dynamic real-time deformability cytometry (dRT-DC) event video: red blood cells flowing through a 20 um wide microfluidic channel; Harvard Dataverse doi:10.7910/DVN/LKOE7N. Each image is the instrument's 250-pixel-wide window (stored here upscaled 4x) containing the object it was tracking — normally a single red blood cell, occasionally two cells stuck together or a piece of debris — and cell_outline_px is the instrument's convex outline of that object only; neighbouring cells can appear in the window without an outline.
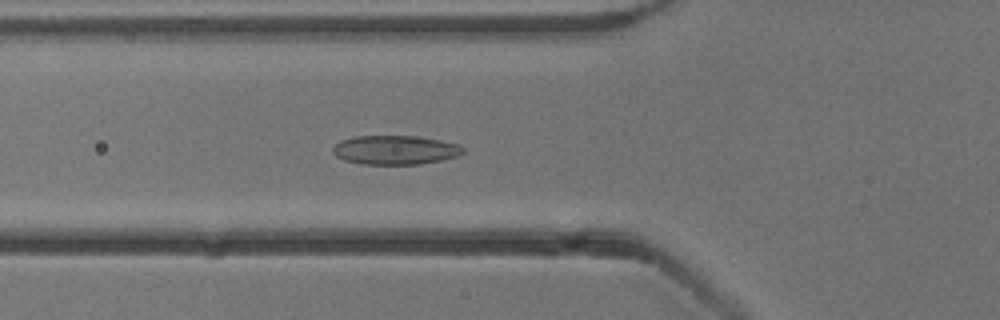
{"species": "common noctule bat (a hibernating species)", "species_latin": "Nyctalus noctula", "temperature_condition": "cold", "stored_images_in_passage": 49, "camera_frame_rate_fps": 3000, "um_per_image_px": 0.085, "animal": {"sex": "male", "body_mass_g": 13.3}, "frame": {"image": 1, "passage_image": 15, "time_ms": 4.667, "image_size_px": [1000, 320], "cell_outline_px": [[464, 152], [456, 156], [440, 160], [420, 164], [364, 164], [344, 160], [336, 156], [332, 152], [332, 148], [340, 140], [356, 136], [416, 136], [440, 140], [456, 144], [464, 148]], "centroid_in_image_um": [33.55, 12.74], "position_along_channel_um": 92.2, "area_um2": 21.91}}
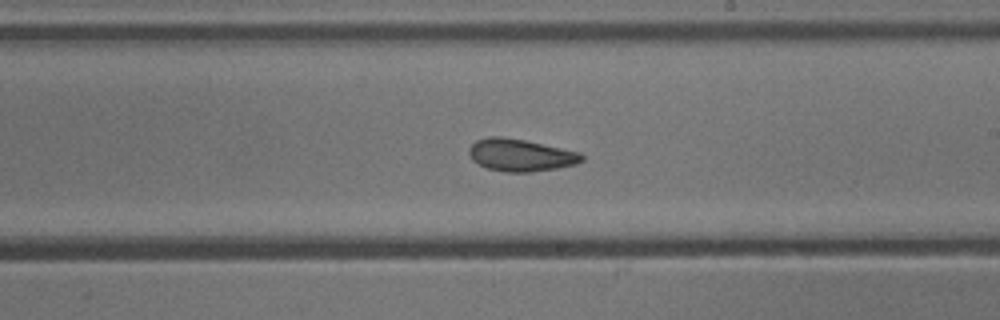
{"frame": {"image": 2, "passage_image": 27, "time_ms": 8.667, "image_size_px": [1000, 320], "cell_outline_px": [[584, 160], [576, 164], [556, 168], [528, 172], [504, 172], [488, 168], [472, 160], [468, 152], [468, 148], [476, 140], [488, 136], [500, 136], [524, 140], [580, 152], [584, 156]], "centroid_in_image_um": [44.23, 13.18], "position_along_channel_um": 244.8, "area_um2": 21.15}}
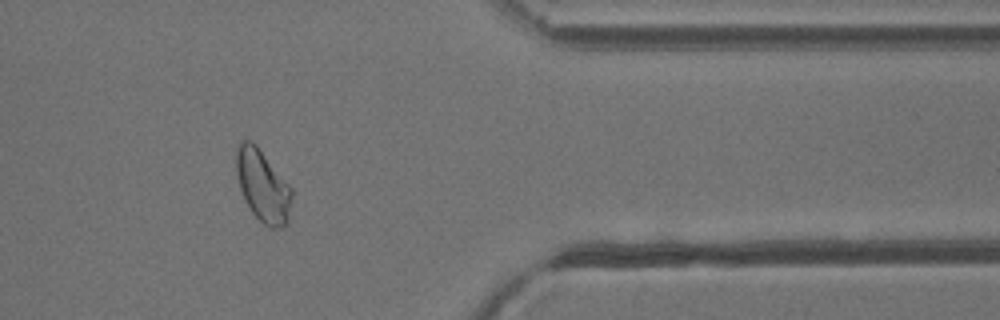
{"frame": {"image": 3, "passage_image": 40, "time_ms": 13.0, "image_size_px": [1000, 320], "cell_outline_px": [[292, 196], [288, 224], [280, 228], [272, 228], [264, 224], [252, 212], [244, 200], [236, 176], [236, 152], [240, 140], [252, 140], [256, 144], [292, 188]], "centroid_in_image_um": [22.33, 15.79], "position_along_channel_um": 389.1, "area_um2": 23.41}, "authors_computed_cell_mechanics": {"area_um2": 22.0218, "velocity_mm_per_s": 3.7994, "shape_relaxation_time_tau1_ms": 5.891, "shape_relaxation_time_tau2_ms": 2.3931, "deformation_change_tau1": 0.1223, "deformation_change_tau2": 0.0778}}